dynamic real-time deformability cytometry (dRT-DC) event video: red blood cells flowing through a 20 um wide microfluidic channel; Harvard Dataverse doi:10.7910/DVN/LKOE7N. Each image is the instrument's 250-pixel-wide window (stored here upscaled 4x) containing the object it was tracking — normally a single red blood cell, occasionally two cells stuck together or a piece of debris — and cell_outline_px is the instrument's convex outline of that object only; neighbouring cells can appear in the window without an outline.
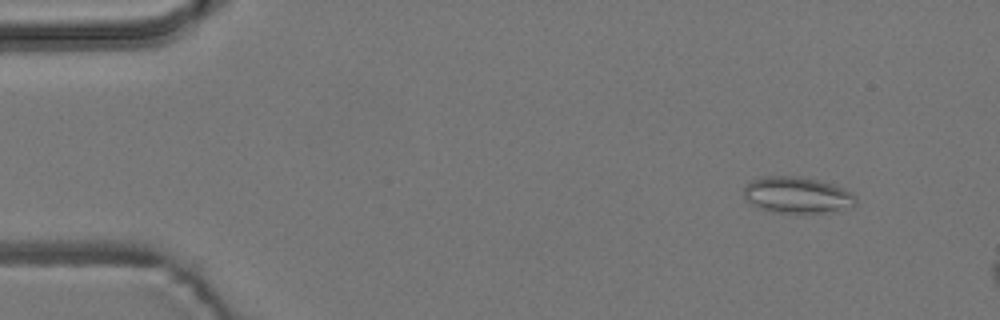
{"species": "common noctule bat (a hibernating species)", "species_latin": "Nyctalus noctula", "temperature_condition": "room temperature", "stored_images_in_passage": 13, "camera_frame_rate_fps": 3000, "um_per_image_px": 0.085, "animal": {"sex": "male", "body_mass_g": 19.2, "forearm_length_mm": 51.8}, "frame": {"image": 1, "passage_image": 4, "time_ms": 1.0, "image_size_px": [1000, 320], "cell_outline_px": [[856, 204], [832, 212], [772, 212], [760, 208], [744, 200], [744, 188], [752, 180], [768, 176], [800, 176], [832, 184], [852, 192], [856, 196]], "centroid_in_image_um": [67.75, 16.57], "position_along_channel_um": 17.3, "area_um2": 23.47}}